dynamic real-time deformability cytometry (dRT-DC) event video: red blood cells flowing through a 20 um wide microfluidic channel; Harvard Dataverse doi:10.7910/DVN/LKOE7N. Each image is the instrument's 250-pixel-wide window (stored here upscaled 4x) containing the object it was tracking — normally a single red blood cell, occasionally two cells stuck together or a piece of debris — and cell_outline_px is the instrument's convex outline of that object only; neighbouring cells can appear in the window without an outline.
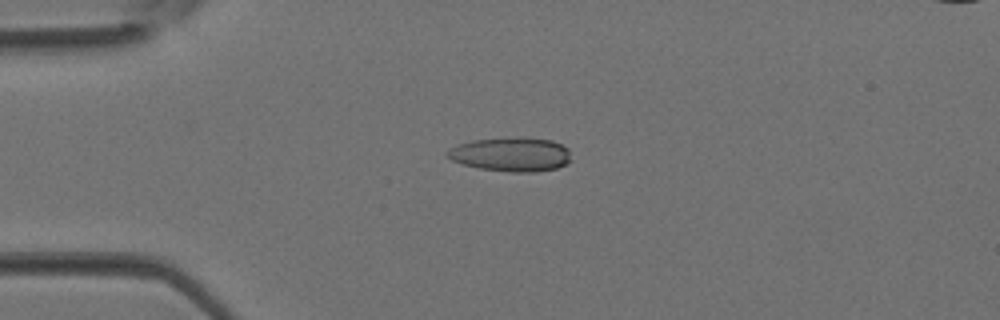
{"species": "Egyptian fruit bat (a non-hibernating species)", "species_latin": "Rousettus aegyptiacus", "temperature_condition": "room temperature", "stored_images_in_passage": 4, "camera_frame_rate_fps": 3000, "um_per_image_px": 0.085, "animal": {"sex": "female"}, "frame": {"image": 1, "passage_image": 3, "time_ms": 0.667, "image_size_px": [1000, 320], "cell_outline_px": [[568, 160], [564, 164], [556, 168], [536, 172], [508, 172], [480, 168], [464, 164], [452, 160], [444, 152], [448, 148], [472, 140], [552, 140], [568, 148]], "centroid_in_image_um": [43.39, 13.17], "position_along_channel_um": 41.6, "area_um2": 23.41}}